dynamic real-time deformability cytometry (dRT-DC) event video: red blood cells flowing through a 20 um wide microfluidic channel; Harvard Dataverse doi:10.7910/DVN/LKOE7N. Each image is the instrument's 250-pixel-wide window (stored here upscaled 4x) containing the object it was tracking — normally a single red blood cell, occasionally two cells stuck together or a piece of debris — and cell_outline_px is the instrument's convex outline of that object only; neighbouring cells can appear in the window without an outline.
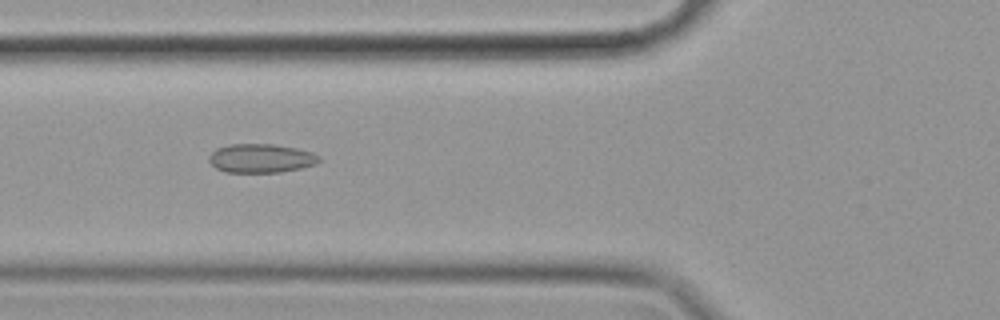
{"species": "common noctule bat (a hibernating species)", "species_latin": "Nyctalus noctula", "temperature_condition": "cold", "stored_images_in_passage": 57, "camera_frame_rate_fps": 3000, "um_per_image_px": 0.085, "animal": {"sex": "female", "body_mass_g": 19.9}, "frame": {"image": 1, "passage_image": 21, "time_ms": 6.667, "image_size_px": [1000, 320], "cell_outline_px": [[320, 160], [316, 164], [300, 168], [280, 172], [224, 172], [216, 168], [208, 160], [208, 156], [216, 148], [228, 144], [276, 144], [296, 148], [312, 152], [320, 156]], "centroid_in_image_um": [22.17, 13.45], "position_along_channel_um": 103.6, "area_um2": 18.61}}
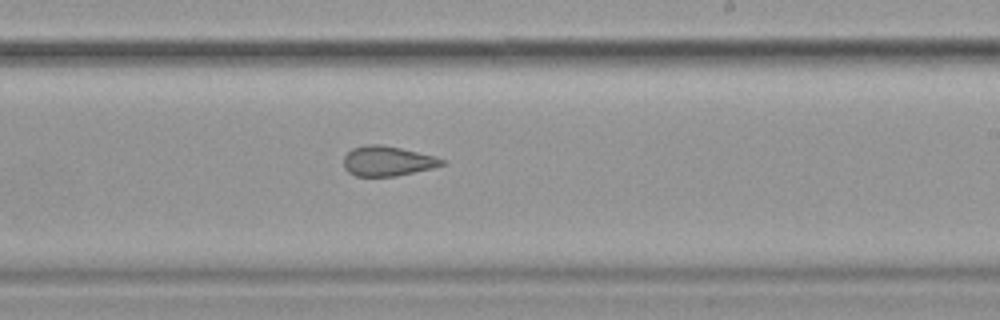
{"frame": {"image": 2, "passage_image": 34, "time_ms": 11.0, "image_size_px": [1000, 320], "cell_outline_px": [[448, 164], [432, 168], [396, 176], [356, 176], [348, 172], [344, 168], [344, 156], [352, 148], [364, 144], [380, 144], [400, 148], [436, 156], [444, 160]], "centroid_in_image_um": [32.94, 13.68], "position_along_channel_um": 256.1, "area_um2": 17.22}}
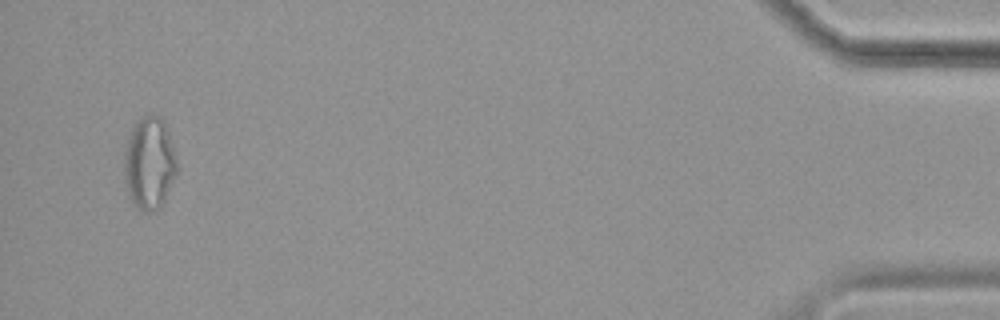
{"frame": {"image": 3, "passage_image": 55, "time_ms": 18.0, "image_size_px": [1000, 320], "cell_outline_px": [[176, 172], [164, 200], [160, 208], [148, 212], [144, 212], [136, 208], [128, 192], [124, 168], [124, 160], [128, 140], [132, 128], [136, 120], [144, 112], [152, 112], [160, 116], [164, 120], [168, 128], [176, 156]], "centroid_in_image_um": [12.71, 13.79], "position_along_channel_um": 422.5, "area_um2": 28.5}, "authors_computed_cell_mechanics": {"area_um2": 20.1144, "velocity_mm_per_s": 3.5327, "shape_relaxation_time_tau1_ms": null, "shape_relaxation_time_tau2_ms": 2.573, "deformation_change_tau1": null, "deformation_change_tau2": 0.0788}}